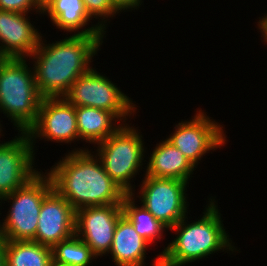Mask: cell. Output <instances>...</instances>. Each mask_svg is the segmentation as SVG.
Here are the masks:
<instances>
[{"instance_id": "cell-1", "label": "cell", "mask_w": 267, "mask_h": 266, "mask_svg": "<svg viewBox=\"0 0 267 266\" xmlns=\"http://www.w3.org/2000/svg\"><path fill=\"white\" fill-rule=\"evenodd\" d=\"M44 38L45 35L28 59L43 98L63 97L70 86L94 66L92 62L107 40L106 36L86 35H66L51 42Z\"/></svg>"}, {"instance_id": "cell-2", "label": "cell", "mask_w": 267, "mask_h": 266, "mask_svg": "<svg viewBox=\"0 0 267 266\" xmlns=\"http://www.w3.org/2000/svg\"><path fill=\"white\" fill-rule=\"evenodd\" d=\"M45 172L53 189L75 211L84 207L122 204L127 193L105 172L91 149L66 152Z\"/></svg>"}, {"instance_id": "cell-3", "label": "cell", "mask_w": 267, "mask_h": 266, "mask_svg": "<svg viewBox=\"0 0 267 266\" xmlns=\"http://www.w3.org/2000/svg\"><path fill=\"white\" fill-rule=\"evenodd\" d=\"M207 199L200 218L198 216V218L195 217L196 221H188L191 216L187 214L169 229L174 233L175 238L168 244L166 242L164 250L159 252L161 266H188L194 262L206 260L217 252H224L223 255L241 253L230 238L232 235H229L224 227L217 197L212 195Z\"/></svg>"}, {"instance_id": "cell-4", "label": "cell", "mask_w": 267, "mask_h": 266, "mask_svg": "<svg viewBox=\"0 0 267 266\" xmlns=\"http://www.w3.org/2000/svg\"><path fill=\"white\" fill-rule=\"evenodd\" d=\"M31 66L28 59L4 58L0 62V113L16 132H27L36 122L43 99ZM2 121L0 129L5 132Z\"/></svg>"}, {"instance_id": "cell-5", "label": "cell", "mask_w": 267, "mask_h": 266, "mask_svg": "<svg viewBox=\"0 0 267 266\" xmlns=\"http://www.w3.org/2000/svg\"><path fill=\"white\" fill-rule=\"evenodd\" d=\"M141 133L138 126L125 123L107 139L91 148L99 158L105 172L127 194L135 191L134 181L139 172L145 175L146 160L144 158L147 156L148 148L145 146L144 135Z\"/></svg>"}, {"instance_id": "cell-6", "label": "cell", "mask_w": 267, "mask_h": 266, "mask_svg": "<svg viewBox=\"0 0 267 266\" xmlns=\"http://www.w3.org/2000/svg\"><path fill=\"white\" fill-rule=\"evenodd\" d=\"M52 190L50 176L40 170L23 187L1 199L3 209L2 204L9 203L7 214L0 220V235L4 240L35 241L42 201Z\"/></svg>"}, {"instance_id": "cell-7", "label": "cell", "mask_w": 267, "mask_h": 266, "mask_svg": "<svg viewBox=\"0 0 267 266\" xmlns=\"http://www.w3.org/2000/svg\"><path fill=\"white\" fill-rule=\"evenodd\" d=\"M97 69L92 67L82 74L63 98L74 106L94 107L112 112L123 124L131 122V119L137 116L140 106L126 95L115 81Z\"/></svg>"}, {"instance_id": "cell-8", "label": "cell", "mask_w": 267, "mask_h": 266, "mask_svg": "<svg viewBox=\"0 0 267 266\" xmlns=\"http://www.w3.org/2000/svg\"><path fill=\"white\" fill-rule=\"evenodd\" d=\"M141 176L143 178L137 185V192L136 190L132 192V196L168 229L175 226L187 214L191 215L189 213L191 210L188 211L190 206L188 182L143 175H140V178Z\"/></svg>"}, {"instance_id": "cell-9", "label": "cell", "mask_w": 267, "mask_h": 266, "mask_svg": "<svg viewBox=\"0 0 267 266\" xmlns=\"http://www.w3.org/2000/svg\"><path fill=\"white\" fill-rule=\"evenodd\" d=\"M196 110L189 120L181 119L177 124L175 123L173 131L165 139L198 168L200 162L204 161L205 155L227 146L228 137L224 124L208 116L202 108Z\"/></svg>"}, {"instance_id": "cell-10", "label": "cell", "mask_w": 267, "mask_h": 266, "mask_svg": "<svg viewBox=\"0 0 267 266\" xmlns=\"http://www.w3.org/2000/svg\"><path fill=\"white\" fill-rule=\"evenodd\" d=\"M33 151L38 150L40 140L68 144H79V133L75 106L63 97L43 98L38 110L36 122L26 132ZM39 139V140H37ZM36 148V149H35Z\"/></svg>"}, {"instance_id": "cell-11", "label": "cell", "mask_w": 267, "mask_h": 266, "mask_svg": "<svg viewBox=\"0 0 267 266\" xmlns=\"http://www.w3.org/2000/svg\"><path fill=\"white\" fill-rule=\"evenodd\" d=\"M7 140H0V199L23 187L41 170L36 168L37 155L26 132H18Z\"/></svg>"}, {"instance_id": "cell-12", "label": "cell", "mask_w": 267, "mask_h": 266, "mask_svg": "<svg viewBox=\"0 0 267 266\" xmlns=\"http://www.w3.org/2000/svg\"><path fill=\"white\" fill-rule=\"evenodd\" d=\"M122 215V204L78 209L75 211V235L81 238L100 260L102 256L108 255L111 249L115 227Z\"/></svg>"}, {"instance_id": "cell-13", "label": "cell", "mask_w": 267, "mask_h": 266, "mask_svg": "<svg viewBox=\"0 0 267 266\" xmlns=\"http://www.w3.org/2000/svg\"><path fill=\"white\" fill-rule=\"evenodd\" d=\"M30 17V14L0 10V54L3 58L28 59L38 47L43 34Z\"/></svg>"}, {"instance_id": "cell-14", "label": "cell", "mask_w": 267, "mask_h": 266, "mask_svg": "<svg viewBox=\"0 0 267 266\" xmlns=\"http://www.w3.org/2000/svg\"><path fill=\"white\" fill-rule=\"evenodd\" d=\"M74 235L75 210L53 189L42 201L35 241L53 248Z\"/></svg>"}, {"instance_id": "cell-15", "label": "cell", "mask_w": 267, "mask_h": 266, "mask_svg": "<svg viewBox=\"0 0 267 266\" xmlns=\"http://www.w3.org/2000/svg\"><path fill=\"white\" fill-rule=\"evenodd\" d=\"M151 246L132 226L131 222L122 215L115 227L111 249L106 256L116 266H146L147 250ZM156 256V257H155ZM150 261L149 266H161V255L158 253Z\"/></svg>"}, {"instance_id": "cell-16", "label": "cell", "mask_w": 267, "mask_h": 266, "mask_svg": "<svg viewBox=\"0 0 267 266\" xmlns=\"http://www.w3.org/2000/svg\"><path fill=\"white\" fill-rule=\"evenodd\" d=\"M42 16L67 35L107 36L89 16L82 0H52L43 8Z\"/></svg>"}, {"instance_id": "cell-17", "label": "cell", "mask_w": 267, "mask_h": 266, "mask_svg": "<svg viewBox=\"0 0 267 266\" xmlns=\"http://www.w3.org/2000/svg\"><path fill=\"white\" fill-rule=\"evenodd\" d=\"M155 146V147H154ZM153 150V151H152ZM146 156L145 175L156 178H172L186 182L190 181L197 169L183 153L166 139L153 145ZM148 160V161H147Z\"/></svg>"}, {"instance_id": "cell-18", "label": "cell", "mask_w": 267, "mask_h": 266, "mask_svg": "<svg viewBox=\"0 0 267 266\" xmlns=\"http://www.w3.org/2000/svg\"><path fill=\"white\" fill-rule=\"evenodd\" d=\"M75 112L79 142H83L84 147H77L76 149V146H73V148L70 147L72 150L69 149L68 152L87 150L90 144L91 146L97 145L112 135L123 124L112 112L104 109L75 106Z\"/></svg>"}, {"instance_id": "cell-19", "label": "cell", "mask_w": 267, "mask_h": 266, "mask_svg": "<svg viewBox=\"0 0 267 266\" xmlns=\"http://www.w3.org/2000/svg\"><path fill=\"white\" fill-rule=\"evenodd\" d=\"M132 194H127L122 202L123 215L131 222L136 232L150 245L163 241L169 229L157 220ZM157 240V241H156Z\"/></svg>"}, {"instance_id": "cell-20", "label": "cell", "mask_w": 267, "mask_h": 266, "mask_svg": "<svg viewBox=\"0 0 267 266\" xmlns=\"http://www.w3.org/2000/svg\"><path fill=\"white\" fill-rule=\"evenodd\" d=\"M5 266H49L52 248L33 240L6 241Z\"/></svg>"}, {"instance_id": "cell-21", "label": "cell", "mask_w": 267, "mask_h": 266, "mask_svg": "<svg viewBox=\"0 0 267 266\" xmlns=\"http://www.w3.org/2000/svg\"><path fill=\"white\" fill-rule=\"evenodd\" d=\"M97 258L91 248L76 235L60 241L52 248V259L69 266H91Z\"/></svg>"}, {"instance_id": "cell-22", "label": "cell", "mask_w": 267, "mask_h": 266, "mask_svg": "<svg viewBox=\"0 0 267 266\" xmlns=\"http://www.w3.org/2000/svg\"><path fill=\"white\" fill-rule=\"evenodd\" d=\"M89 16L95 20L106 33H108L111 19L120 13L113 7L111 0H82ZM95 18V19H94ZM111 18V19H110ZM97 20V21H96Z\"/></svg>"}, {"instance_id": "cell-23", "label": "cell", "mask_w": 267, "mask_h": 266, "mask_svg": "<svg viewBox=\"0 0 267 266\" xmlns=\"http://www.w3.org/2000/svg\"><path fill=\"white\" fill-rule=\"evenodd\" d=\"M0 10L32 14L42 18V11L38 0H0ZM32 12V13H31Z\"/></svg>"}, {"instance_id": "cell-24", "label": "cell", "mask_w": 267, "mask_h": 266, "mask_svg": "<svg viewBox=\"0 0 267 266\" xmlns=\"http://www.w3.org/2000/svg\"><path fill=\"white\" fill-rule=\"evenodd\" d=\"M113 7L121 14L124 12H135L141 9L144 4V0H111Z\"/></svg>"}, {"instance_id": "cell-25", "label": "cell", "mask_w": 267, "mask_h": 266, "mask_svg": "<svg viewBox=\"0 0 267 266\" xmlns=\"http://www.w3.org/2000/svg\"><path fill=\"white\" fill-rule=\"evenodd\" d=\"M264 16H260L258 19L259 21L256 20L257 24V30L261 33L260 36L262 37L260 40L262 43L264 42V45H267V13L263 14Z\"/></svg>"}, {"instance_id": "cell-26", "label": "cell", "mask_w": 267, "mask_h": 266, "mask_svg": "<svg viewBox=\"0 0 267 266\" xmlns=\"http://www.w3.org/2000/svg\"><path fill=\"white\" fill-rule=\"evenodd\" d=\"M5 240L0 235V266H5V248H4Z\"/></svg>"}, {"instance_id": "cell-27", "label": "cell", "mask_w": 267, "mask_h": 266, "mask_svg": "<svg viewBox=\"0 0 267 266\" xmlns=\"http://www.w3.org/2000/svg\"><path fill=\"white\" fill-rule=\"evenodd\" d=\"M49 266H69V265H66V264H62V263H58L56 262L55 260H51Z\"/></svg>"}, {"instance_id": "cell-28", "label": "cell", "mask_w": 267, "mask_h": 266, "mask_svg": "<svg viewBox=\"0 0 267 266\" xmlns=\"http://www.w3.org/2000/svg\"><path fill=\"white\" fill-rule=\"evenodd\" d=\"M41 8L43 9L52 0H38Z\"/></svg>"}, {"instance_id": "cell-29", "label": "cell", "mask_w": 267, "mask_h": 266, "mask_svg": "<svg viewBox=\"0 0 267 266\" xmlns=\"http://www.w3.org/2000/svg\"><path fill=\"white\" fill-rule=\"evenodd\" d=\"M0 206H1V199H0ZM1 208V207H0ZM2 210V208L0 209V218H2L1 216H2V212L3 211H1Z\"/></svg>"}, {"instance_id": "cell-30", "label": "cell", "mask_w": 267, "mask_h": 266, "mask_svg": "<svg viewBox=\"0 0 267 266\" xmlns=\"http://www.w3.org/2000/svg\"><path fill=\"white\" fill-rule=\"evenodd\" d=\"M4 58L1 56V54H0V62L3 60Z\"/></svg>"}]
</instances>
